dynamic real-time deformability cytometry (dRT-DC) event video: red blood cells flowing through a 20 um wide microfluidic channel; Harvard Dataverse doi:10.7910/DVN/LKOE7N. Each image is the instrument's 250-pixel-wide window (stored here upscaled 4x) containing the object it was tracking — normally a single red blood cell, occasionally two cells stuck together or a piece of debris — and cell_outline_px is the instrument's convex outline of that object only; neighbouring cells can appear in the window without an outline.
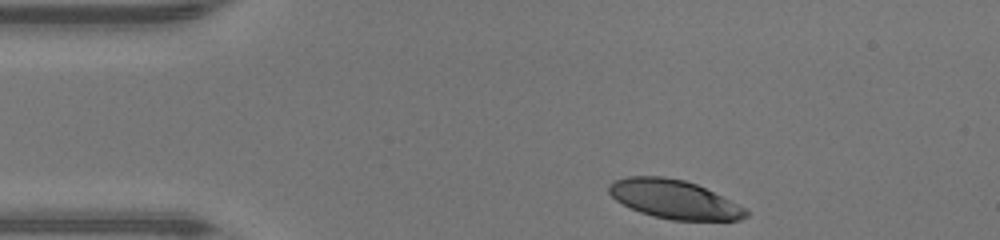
{"species": "human", "species_latin": "Homo sapiens", "temperature_condition": "warm", "stored_images_in_passage": 32, "camera_frame_rate_fps": 3000, "um_per_image_px": 0.085, "donor": {"sex": "male"}, "frame": {"image": 1, "passage_image": 1, "time_ms": 0.0, "image_size_px": [1000, 240], "cell_outline_px": [[748, 216], [740, 220], [672, 220], [652, 216], [640, 212], [616, 200], [608, 192], [608, 184], [612, 180], [628, 176], [664, 176], [684, 180], [696, 184], [744, 208], [748, 212]], "centroid_in_image_um": [57.24, 16.93], "position_along_channel_um": 27.8, "area_um2": 30.63}}
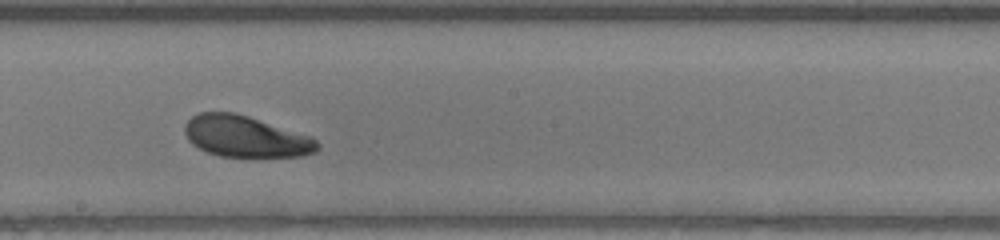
{"frame": {"image": 2, "passage_image": 19, "time_ms": 6.0, "image_size_px": [1000, 240], "cell_outline_px": [[320, 148], [316, 152], [300, 156], [220, 156], [208, 152], [192, 144], [188, 140], [184, 132], [184, 124], [192, 116], [200, 112], [232, 112], [248, 116], [312, 136], [320, 144]], "centroid_in_image_um": [20.88, 11.59], "position_along_channel_um": 227.3, "area_um2": 31.85}}
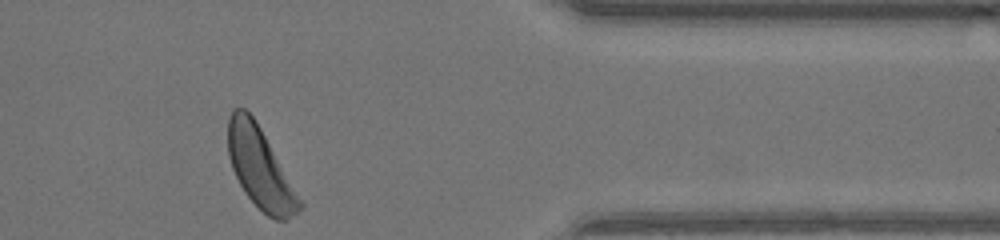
{"frame": {"image": 3, "passage_image": 32, "time_ms": 10.333, "image_size_px": [1000, 240], "cell_outline_px": [[304, 208], [288, 220], [276, 220], [268, 216], [244, 192], [232, 168], [228, 156], [228, 116], [232, 108], [244, 108], [252, 116], [260, 128], [304, 204]], "centroid_in_image_um": [22.11, 14.3], "position_along_channel_um": 389.3, "area_um2": 33.18}, "authors_computed_cell_mechanics": {"area_um2": 32.5703, "velocity_mm_per_s": 4.3178, "shape_relaxation_time_tau1_ms": 1.9514, "shape_relaxation_time_tau2_ms": null, "deformation_change_tau1": 0.1044, "deformation_change_tau2": null}}